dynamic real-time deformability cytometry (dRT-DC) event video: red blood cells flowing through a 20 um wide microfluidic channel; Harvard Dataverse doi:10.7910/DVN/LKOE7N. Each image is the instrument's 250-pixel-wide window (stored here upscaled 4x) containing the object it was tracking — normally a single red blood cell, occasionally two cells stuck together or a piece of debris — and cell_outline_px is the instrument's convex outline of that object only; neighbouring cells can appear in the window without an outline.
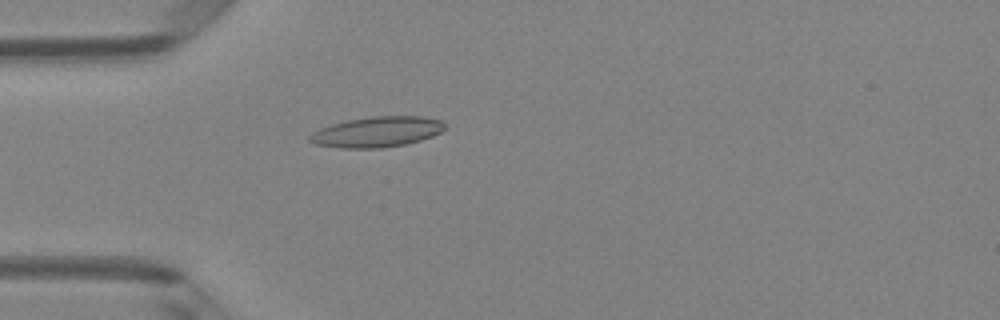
{"species": "Egyptian fruit bat (a non-hibernating species)", "species_latin": "Rousettus aegyptiacus", "temperature_condition": "room temperature", "stored_images_in_passage": 5, "camera_frame_rate_fps": 3000, "um_per_image_px": 0.085, "animal": {"sex": "female"}, "frame": {"image": 1, "passage_image": 5, "time_ms": 1.333, "image_size_px": [1000, 320], "cell_outline_px": [[444, 128], [440, 132], [432, 136], [420, 140], [404, 144], [380, 148], [340, 148], [316, 144], [308, 140], [308, 136], [312, 132], [320, 128], [332, 124], [348, 120], [372, 116], [424, 116], [440, 120], [444, 124]], "centroid_in_image_um": [32.01, 11.21], "position_along_channel_um": 53.0, "area_um2": 23.87}}